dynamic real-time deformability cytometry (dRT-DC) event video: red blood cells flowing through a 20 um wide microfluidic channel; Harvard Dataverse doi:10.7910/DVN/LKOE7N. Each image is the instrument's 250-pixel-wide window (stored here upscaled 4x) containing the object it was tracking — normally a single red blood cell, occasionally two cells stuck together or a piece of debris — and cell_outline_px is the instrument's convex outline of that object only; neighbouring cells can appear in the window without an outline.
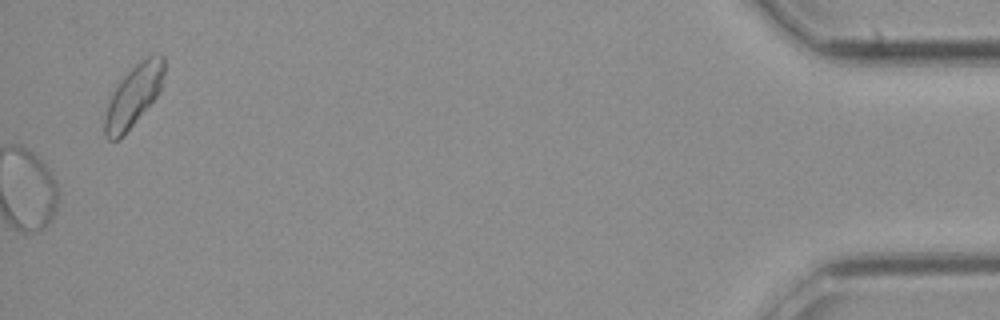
{"species": "common noctule bat (a hibernating species)", "species_latin": "Nyctalus noctula", "temperature_condition": "cold", "stored_images_in_passage": 32, "camera_frame_rate_fps": 3000, "um_per_image_px": 0.085, "animal": {"sex": "female", "body_mass_g": 21.9}, "frame": {"image": 1, "passage_image": 32, "time_ms": 10.333, "image_size_px": [1000, 320], "cell_outline_px": [[164, 72], [160, 92], [120, 140], [108, 140], [104, 136], [104, 120], [108, 104], [120, 80], [140, 60], [148, 56], [164, 56]], "centroid_in_image_um": [11.34, 8.18], "position_along_channel_um": 423.9, "area_um2": 20.87}}